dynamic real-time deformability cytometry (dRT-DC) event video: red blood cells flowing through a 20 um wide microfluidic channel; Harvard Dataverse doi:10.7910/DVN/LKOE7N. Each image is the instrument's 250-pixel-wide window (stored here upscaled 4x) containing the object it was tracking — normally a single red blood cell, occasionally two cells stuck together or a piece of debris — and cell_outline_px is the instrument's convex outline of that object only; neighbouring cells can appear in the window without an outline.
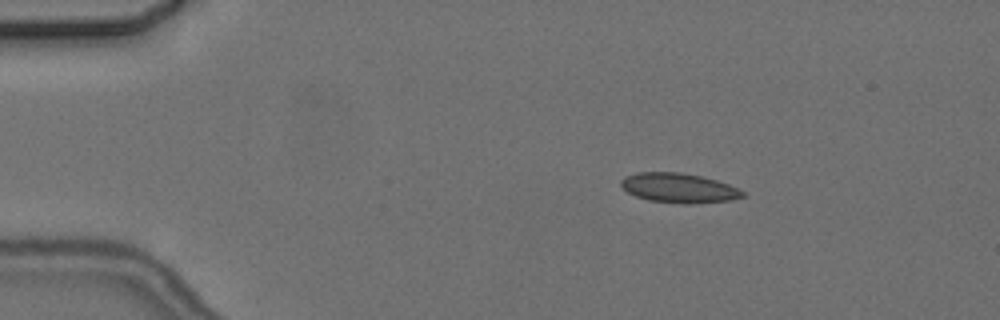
{"species": "common noctule bat (a hibernating species)", "species_latin": "Nyctalus noctula", "temperature_condition": "cold", "stored_images_in_passage": 5, "camera_frame_rate_fps": 3000, "um_per_image_px": 0.085, "animal": {"sex": "female", "body_mass_g": 24.6, "forearm_length_mm": 56.2}, "frame": {"image": 1, "passage_image": 2, "time_ms": 1.333, "image_size_px": [1000, 320], "cell_outline_px": [[744, 196], [732, 200], [692, 204], [684, 204], [648, 200], [636, 196], [628, 192], [620, 184], [620, 180], [624, 176], [636, 172], [680, 172], [700, 176], [716, 180], [728, 184], [744, 192]], "centroid_in_image_um": [57.67, 15.98], "position_along_channel_um": 27.3, "area_um2": 20.98}}